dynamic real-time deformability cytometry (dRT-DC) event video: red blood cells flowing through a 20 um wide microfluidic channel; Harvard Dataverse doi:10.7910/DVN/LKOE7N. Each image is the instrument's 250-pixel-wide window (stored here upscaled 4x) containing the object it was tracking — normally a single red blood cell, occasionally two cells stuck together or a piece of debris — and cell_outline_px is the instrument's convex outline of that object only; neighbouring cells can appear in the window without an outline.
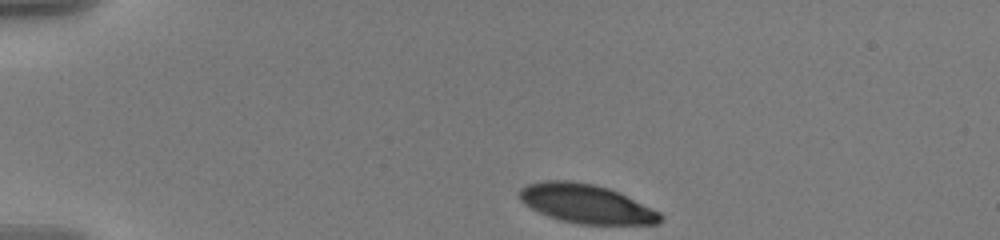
{"species": "human", "species_latin": "Homo sapiens", "temperature_condition": "warm", "stored_images_in_passage": 46, "camera_frame_rate_fps": 3000, "um_per_image_px": 0.085, "donor": {"sex": "male"}, "frame": {"image": 1, "passage_image": 1, "time_ms": 0.0, "image_size_px": [1000, 240], "cell_outline_px": [[664, 220], [660, 224], [580, 224], [560, 220], [548, 216], [524, 204], [520, 200], [520, 188], [528, 184], [544, 180], [572, 180], [592, 184], [608, 188], [660, 212], [664, 216]], "centroid_in_image_um": [49.83, 17.32], "position_along_channel_um": 35.2, "area_um2": 31.79}}
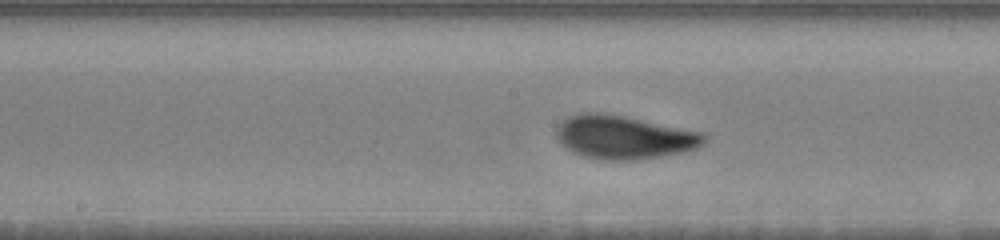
{"frame": {"image": 2, "passage_image": 20, "time_ms": 6.333, "image_size_px": [1000, 240], "cell_outline_px": [[708, 140], [704, 144], [696, 148], [684, 152], [660, 156], [632, 160], [600, 160], [584, 156], [572, 152], [556, 140], [556, 128], [568, 116], [580, 112], [604, 112], [704, 132], [708, 136]], "centroid_in_image_um": [53.05, 11.65], "position_along_channel_um": 195.2, "area_um2": 37.8}}
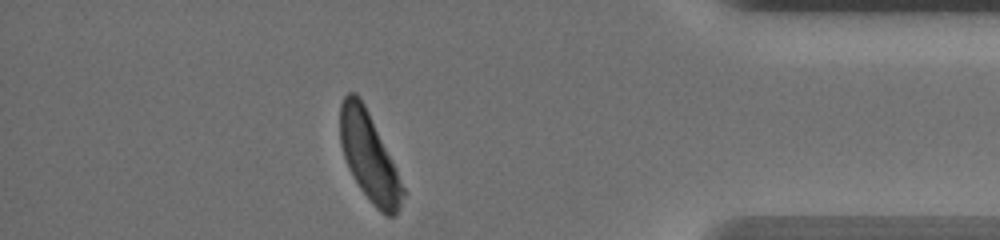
{"frame": {"image": 3, "passage_image": 40, "time_ms": 13.0, "image_size_px": [1000, 240], "cell_outline_px": [[404, 196], [400, 208], [396, 216], [388, 216], [380, 212], [372, 204], [360, 188], [352, 176], [348, 168], [340, 144], [340, 104], [344, 96], [348, 92], [356, 92], [364, 104], [396, 168], [404, 188]], "centroid_in_image_um": [31.36, 13.35], "position_along_channel_um": 403.8, "area_um2": 32.02}, "authors_computed_cell_mechanics": {"area_um2": 34.4488, "velocity_mm_per_s": 3.547, "shape_relaxation_time_tau1_ms": 2.4785, "shape_relaxation_time_tau2_ms": 1.0398, "deformation_change_tau1": 0.1334, "deformation_change_tau2": 0.0535}}